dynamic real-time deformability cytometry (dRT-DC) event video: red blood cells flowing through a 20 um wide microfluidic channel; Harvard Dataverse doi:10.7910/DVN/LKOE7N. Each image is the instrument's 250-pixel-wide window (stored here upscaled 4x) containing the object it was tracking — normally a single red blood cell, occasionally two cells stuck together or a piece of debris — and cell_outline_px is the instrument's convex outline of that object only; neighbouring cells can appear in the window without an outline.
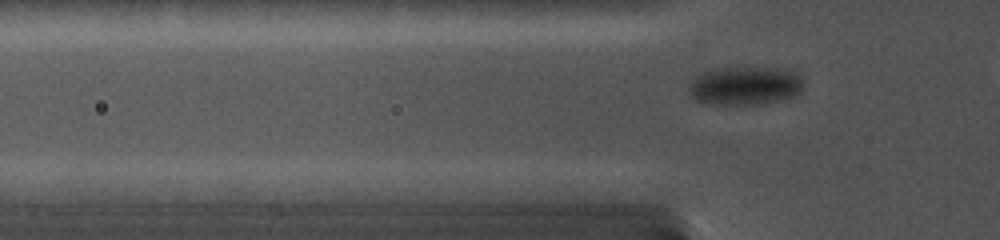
{"species": "common noctule bat (a hibernating species)", "species_latin": "Nyctalus noctula", "temperature_condition": "cold", "stored_images_in_passage": 24, "camera_frame_rate_fps": 5000, "um_per_image_px": 0.085, "animal": {"sex": "female", "body_mass_g": 19.0, "forearm_length_mm": 56.7}, "frame": {"image": 1, "passage_image": 7, "time_ms": 1.2, "image_size_px": [1000, 240], "cell_outline_px": [[800, 92], [796, 96], [784, 100], [768, 104], [704, 104], [696, 100], [692, 92], [692, 84], [700, 72], [708, 68], [768, 68], [788, 72], [796, 76], [800, 80]], "centroid_in_image_um": [63.29, 7.32], "position_along_channel_um": 62.5, "area_um2": 25.09}}
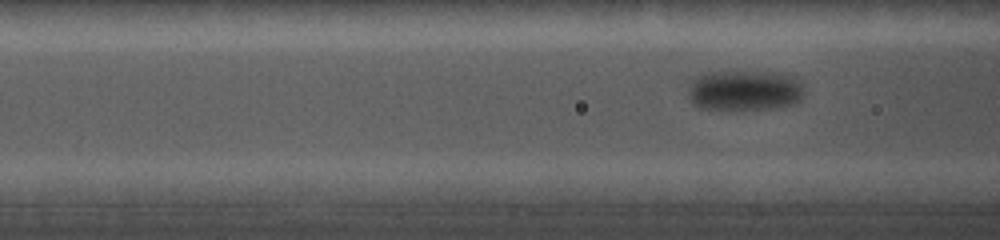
{"frame": {"image": 2, "passage_image": 13, "time_ms": 2.4, "image_size_px": [1000, 240], "cell_outline_px": [[800, 100], [796, 104], [780, 108], [736, 112], [732, 112], [696, 108], [692, 100], [692, 88], [696, 80], [704, 72], [780, 72], [792, 76], [800, 92]], "centroid_in_image_um": [63.29, 7.76], "position_along_channel_um": 103.3, "area_um2": 27.4}}
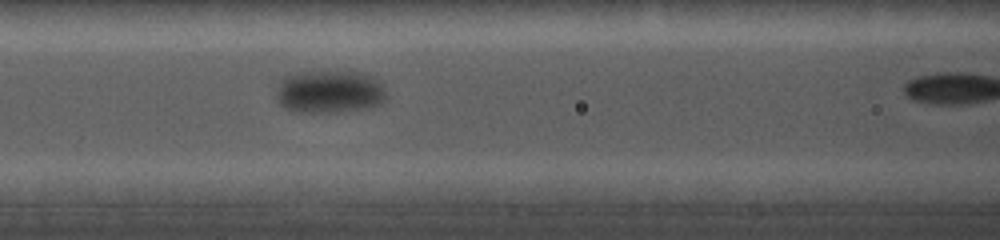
{"frame": {"image": 3, "passage_image": 18, "time_ms": 3.4, "image_size_px": [1000, 240], "cell_outline_px": [[384, 100], [380, 104], [372, 108], [336, 112], [296, 112], [284, 108], [280, 104], [280, 80], [284, 76], [292, 72], [328, 68], [336, 68], [364, 72], [376, 76], [384, 96]], "centroid_in_image_um": [28.03, 7.72], "position_along_channel_um": 138.6, "area_um2": 28.44}}